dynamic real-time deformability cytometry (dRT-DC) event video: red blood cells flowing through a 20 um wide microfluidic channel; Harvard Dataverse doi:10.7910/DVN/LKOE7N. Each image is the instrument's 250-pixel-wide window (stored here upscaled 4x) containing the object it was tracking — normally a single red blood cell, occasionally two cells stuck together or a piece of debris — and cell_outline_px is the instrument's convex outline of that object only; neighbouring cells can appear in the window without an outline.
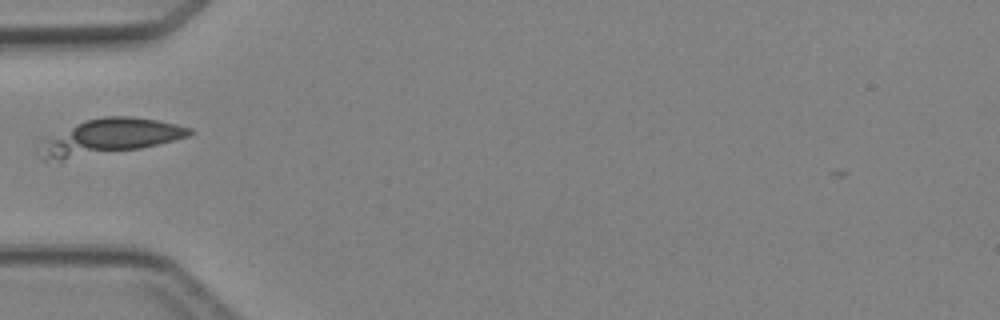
{"species": "Egyptian fruit bat (a non-hibernating species)", "species_latin": "Rousettus aegyptiacus", "temperature_condition": "cold", "stored_images_in_passage": 1, "camera_frame_rate_fps": 3000, "um_per_image_px": 0.085, "animal": {"sex": "female"}, "frame": {"image": 1, "passage_image": 1, "time_ms": 0.0, "image_size_px": [1000, 320], "cell_outline_px": [[196, 132], [188, 136], [140, 148], [60, 160], [44, 160], [36, 156], [36, 144], [40, 136], [84, 120], [104, 116], [132, 116], [156, 120], [176, 124], [192, 128]], "centroid_in_image_um": [9.08, 11.63], "position_along_channel_um": 75.9, "area_um2": 31.96}}